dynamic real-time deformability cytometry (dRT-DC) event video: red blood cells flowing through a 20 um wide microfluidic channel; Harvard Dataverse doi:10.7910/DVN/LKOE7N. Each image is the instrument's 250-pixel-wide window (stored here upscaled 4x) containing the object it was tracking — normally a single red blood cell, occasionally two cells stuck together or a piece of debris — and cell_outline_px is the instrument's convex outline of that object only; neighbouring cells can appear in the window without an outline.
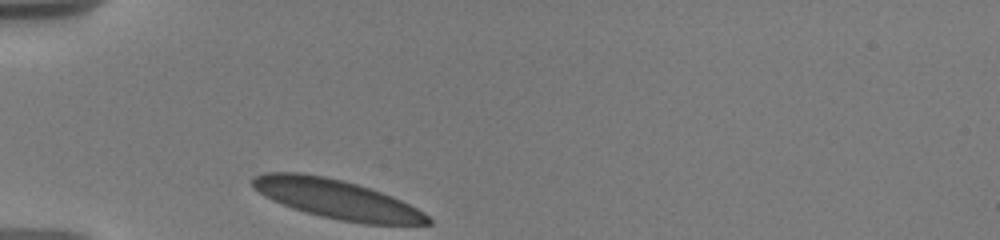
{"species": "human", "species_latin": "Homo sapiens", "temperature_condition": "warm", "stored_images_in_passage": 35, "camera_frame_rate_fps": 3000, "um_per_image_px": 0.085, "donor": {"sex": "male"}, "frame": {"image": 1, "passage_image": 1, "time_ms": 0.0, "image_size_px": [1000, 240], "cell_outline_px": [[432, 224], [364, 224], [340, 220], [320, 216], [304, 212], [292, 208], [272, 200], [264, 196], [252, 188], [252, 176], [264, 172], [300, 172], [324, 176], [356, 184], [392, 196], [424, 212], [432, 220]], "centroid_in_image_um": [28.57, 16.92], "position_along_channel_um": 56.4, "area_um2": 39.88}}
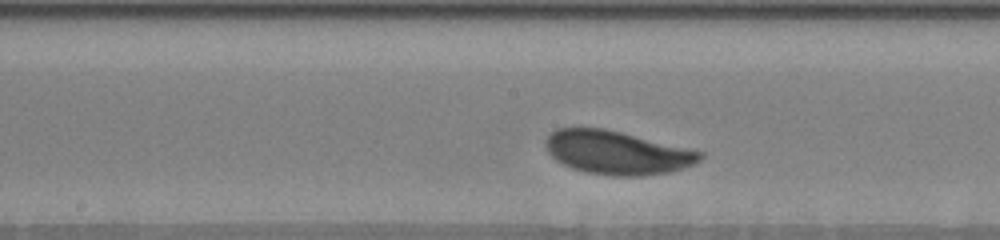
{"frame": {"image": 2, "passage_image": 21, "time_ms": 4.333, "image_size_px": [1000, 240], "cell_outline_px": [[704, 156], [696, 164], [684, 168], [668, 172], [640, 176], [612, 176], [588, 172], [572, 168], [556, 160], [548, 152], [544, 144], [544, 140], [556, 128], [604, 128], [704, 152]], "centroid_in_image_um": [52.45, 12.97], "position_along_channel_um": 195.8, "area_um2": 39.02}}
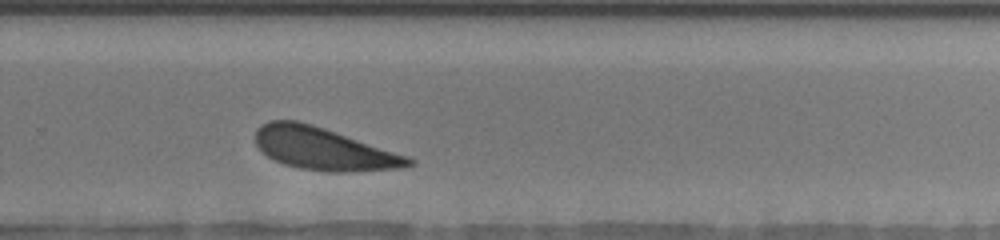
{"frame": {"image": 3, "passage_image": 35, "time_ms": 7.333, "image_size_px": [1000, 240], "cell_outline_px": [[416, 164], [404, 168], [344, 172], [328, 172], [300, 168], [284, 164], [268, 156], [256, 144], [256, 128], [260, 124], [268, 120], [296, 120], [312, 124], [408, 156], [416, 160]], "centroid_in_image_um": [27.52, 12.65], "position_along_channel_um": 302.3, "area_um2": 37.74}}